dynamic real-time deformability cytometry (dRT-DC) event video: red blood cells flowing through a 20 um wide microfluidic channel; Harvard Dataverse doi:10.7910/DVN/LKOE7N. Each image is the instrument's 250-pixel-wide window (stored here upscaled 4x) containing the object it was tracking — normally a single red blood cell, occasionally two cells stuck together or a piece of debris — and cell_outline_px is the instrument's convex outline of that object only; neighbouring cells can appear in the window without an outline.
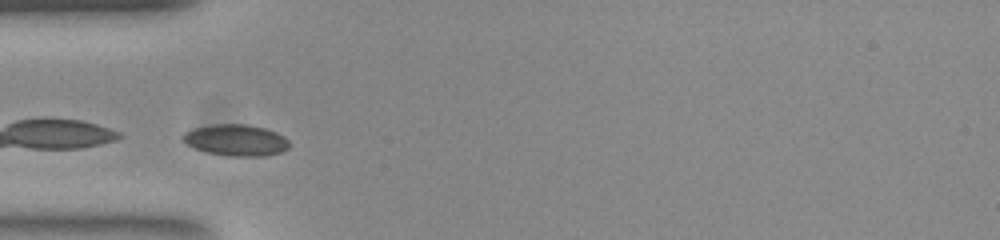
{"species": "common noctule bat (a hibernating species)", "species_latin": "Nyctalus noctula", "temperature_condition": "room temperature", "stored_images_in_passage": 31, "camera_frame_rate_fps": 3000, "um_per_image_px": 0.085, "animal": {"sex": "female", "body_mass_g": 23.0, "forearm_length_mm": 53.4}, "frame": {"image": 1, "passage_image": 1, "time_ms": 0.0, "image_size_px": [1000, 240], "cell_outline_px": [[292, 144], [288, 148], [280, 152], [264, 156], [228, 156], [208, 152], [196, 148], [188, 144], [180, 136], [184, 132], [196, 128], [212, 124], [248, 124], [264, 128], [276, 132], [284, 136]], "centroid_in_image_um": [20.09, 11.91], "position_along_channel_um": 64.9, "area_um2": 19.42}}
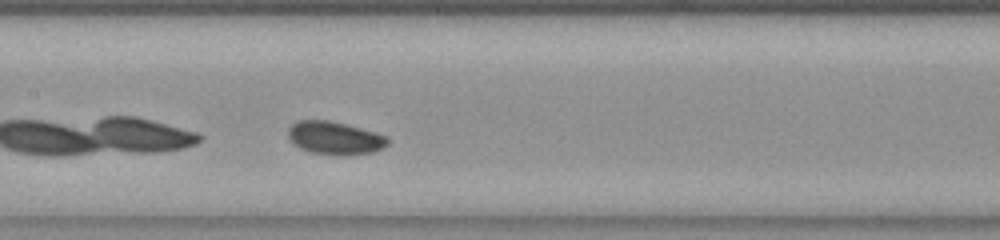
{"frame": {"image": 2, "passage_image": 10, "time_ms": 3.0, "image_size_px": [1000, 240], "cell_outline_px": [[388, 144], [384, 148], [372, 152], [344, 156], [312, 152], [300, 148], [288, 136], [288, 128], [296, 120], [328, 120], [376, 132], [388, 136]], "centroid_in_image_um": [28.48, 11.73], "position_along_channel_um": 178.9, "area_um2": 19.07}}
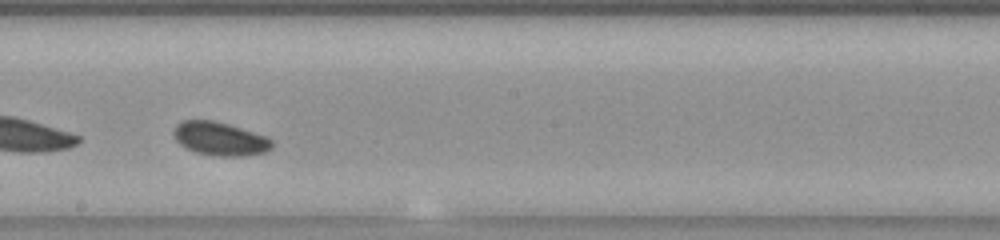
{"frame": {"image": 3, "passage_image": 14, "time_ms": 4.333, "image_size_px": [1000, 240], "cell_outline_px": [[272, 148], [264, 152], [244, 156], [216, 156], [196, 152], [180, 144], [176, 140], [172, 132], [176, 124], [184, 120], [212, 120], [228, 124], [264, 136], [272, 140]], "centroid_in_image_um": [18.66, 11.79], "position_along_channel_um": 229.5, "area_um2": 18.96}}